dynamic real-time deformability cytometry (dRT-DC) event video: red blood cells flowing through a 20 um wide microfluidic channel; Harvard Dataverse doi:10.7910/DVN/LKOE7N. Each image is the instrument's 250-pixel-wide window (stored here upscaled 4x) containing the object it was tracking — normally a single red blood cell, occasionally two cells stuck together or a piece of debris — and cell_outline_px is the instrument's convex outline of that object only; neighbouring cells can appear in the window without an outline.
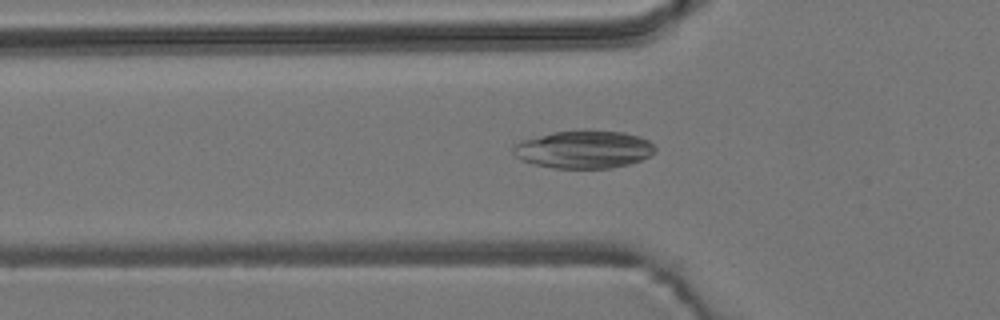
{"species": "common noctule bat (a hibernating species)", "species_latin": "Nyctalus noctula", "temperature_condition": "room temperature", "stored_images_in_passage": 32, "camera_frame_rate_fps": 3000, "um_per_image_px": 0.085, "animal": {"sex": "male", "body_mass_g": 19.2, "forearm_length_mm": 51.8}, "frame": {"image": 1, "passage_image": 4, "time_ms": 1.0, "image_size_px": [1000, 320], "cell_outline_px": [[656, 152], [640, 160], [628, 164], [612, 168], [552, 168], [520, 160], [512, 152], [512, 148], [516, 144], [524, 140], [552, 132], [584, 128], [624, 132], [640, 136], [648, 140], [656, 148]], "centroid_in_image_um": [49.64, 12.67], "position_along_channel_um": 76.2, "area_um2": 31.67}}
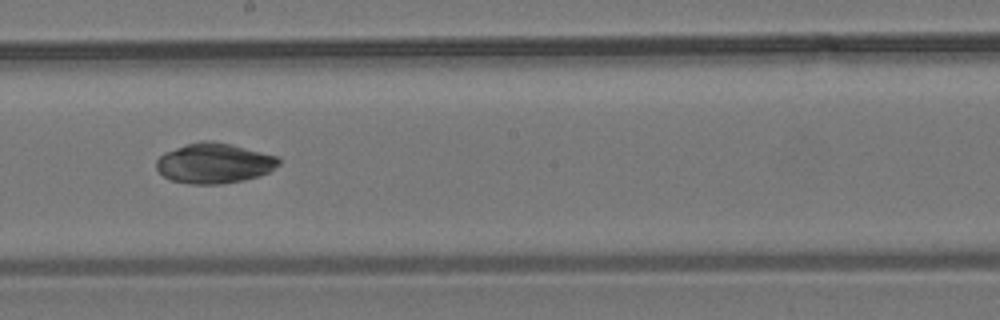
{"frame": {"image": 2, "passage_image": 16, "time_ms": 5.0, "image_size_px": [1000, 320], "cell_outline_px": [[280, 164], [268, 172], [244, 180], [220, 184], [192, 184], [172, 180], [164, 176], [156, 168], [156, 160], [164, 152], [188, 144], [204, 140], [212, 140], [232, 144], [276, 156], [280, 160]], "centroid_in_image_um": [18.2, 13.87], "position_along_channel_um": 230.0, "area_um2": 28.44}}
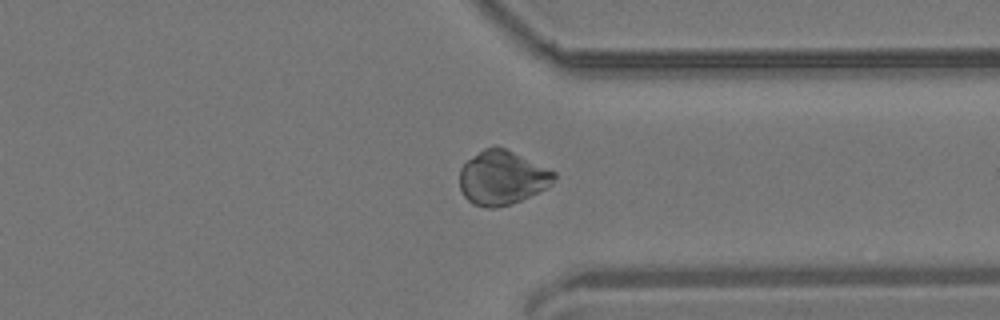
{"frame": {"image": 3, "passage_image": 27, "time_ms": 8.667, "image_size_px": [1000, 320], "cell_outline_px": [[556, 176], [552, 184], [520, 200], [496, 208], [488, 208], [472, 204], [464, 196], [460, 188], [460, 168], [472, 156], [484, 148], [492, 144], [496, 144], [556, 172]], "centroid_in_image_um": [42.65, 15.09], "position_along_channel_um": 368.8, "area_um2": 29.59}}